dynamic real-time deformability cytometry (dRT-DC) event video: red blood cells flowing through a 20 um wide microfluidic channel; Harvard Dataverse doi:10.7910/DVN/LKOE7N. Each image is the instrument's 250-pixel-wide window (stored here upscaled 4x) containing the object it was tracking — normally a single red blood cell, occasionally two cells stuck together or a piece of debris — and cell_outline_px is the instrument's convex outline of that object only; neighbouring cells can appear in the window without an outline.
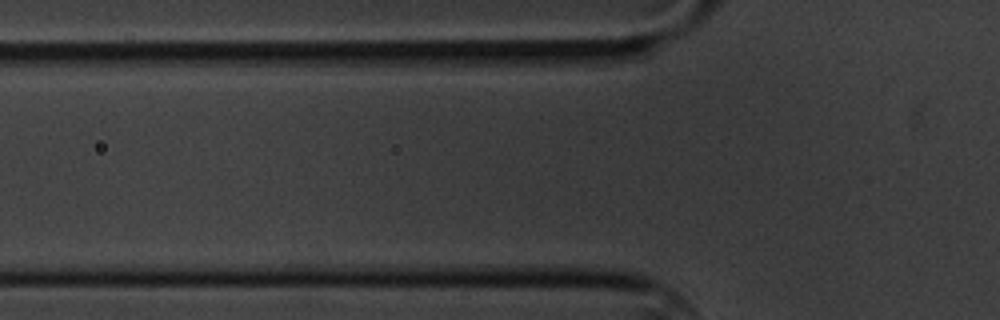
{"species": "common noctule bat (a hibernating species)", "species_latin": "Nyctalus noctula", "temperature_condition": "cold", "stored_images_in_passage": 2, "camera_frame_rate_fps": 3000, "um_per_image_px": 0.085, "animal": {"sex": "male", "body_mass_g": 20.1, "forearm_length_mm": 53.5}, "frame": {"image": 1, "passage_image": 2, "time_ms": 1.333, "image_size_px": [1000, 320], "cell_outline_px": [[612, 52], [600, 68], [576, 72], [384, 72], [380, 52]], "centroid_in_image_um": [41.85, 5.25], "position_along_channel_um": 83.9, "area_um2": 31.85}}